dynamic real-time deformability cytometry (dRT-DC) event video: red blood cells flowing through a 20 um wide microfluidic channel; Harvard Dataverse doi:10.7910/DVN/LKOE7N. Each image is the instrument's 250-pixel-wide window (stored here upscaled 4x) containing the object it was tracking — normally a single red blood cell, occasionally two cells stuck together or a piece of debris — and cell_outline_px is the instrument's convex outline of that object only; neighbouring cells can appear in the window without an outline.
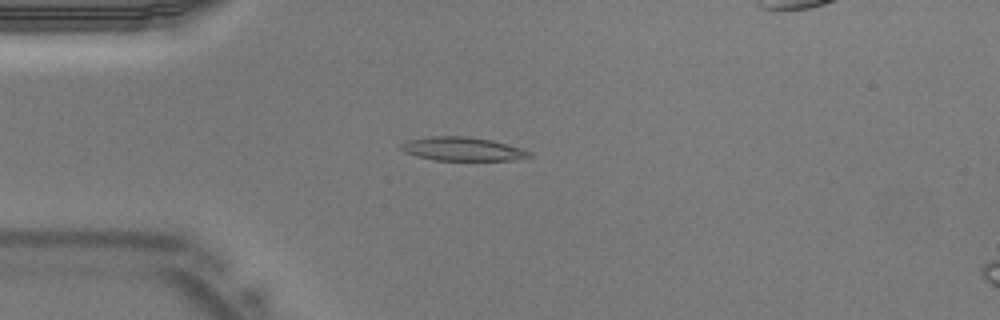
{"species": "Egyptian fruit bat (a non-hibernating species)", "species_latin": "Rousettus aegyptiacus", "temperature_condition": "warm", "stored_images_in_passage": 42, "camera_frame_rate_fps": 3000, "um_per_image_px": 0.085, "animal": {"sex": "male"}, "frame": {"image": 1, "passage_image": 11, "time_ms": 3.333, "image_size_px": [1000, 320], "cell_outline_px": [[532, 156], [512, 160], [432, 160], [416, 156], [404, 152], [400, 148], [400, 144], [404, 140], [428, 136], [464, 136], [492, 140], [520, 148], [532, 152]], "centroid_in_image_um": [39.24, 12.66], "position_along_channel_um": 45.8, "area_um2": 17.8}}
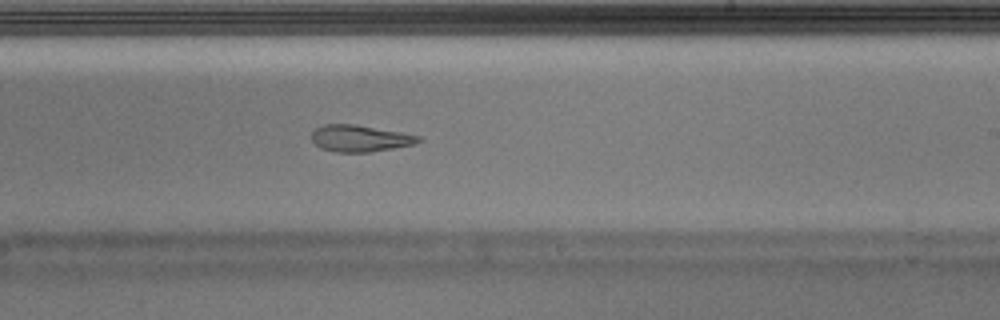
{"frame": {"image": 2, "passage_image": 25, "time_ms": 8.0, "image_size_px": [1000, 320], "cell_outline_px": [[424, 140], [412, 144], [392, 148], [368, 152], [336, 152], [320, 148], [312, 140], [312, 132], [316, 128], [324, 124], [356, 124], [400, 132], [420, 136]], "centroid_in_image_um": [30.58, 11.75], "position_along_channel_um": 258.4, "area_um2": 16.47}}
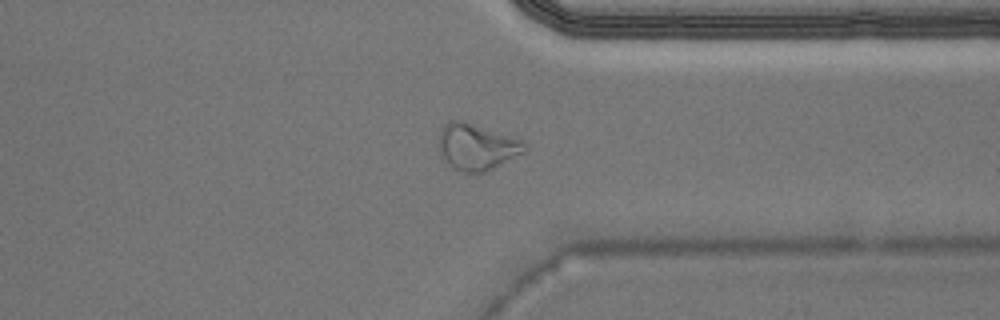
{"frame": {"image": 3, "passage_image": 32, "time_ms": 10.333, "image_size_px": [1000, 320], "cell_outline_px": [[528, 148], [524, 152], [484, 172], [464, 172], [452, 168], [448, 164], [440, 148], [440, 132], [444, 124], [448, 120], [464, 120], [524, 140], [528, 144]], "centroid_in_image_um": [40.56, 12.45], "position_along_channel_um": 370.8, "area_um2": 23.0}}